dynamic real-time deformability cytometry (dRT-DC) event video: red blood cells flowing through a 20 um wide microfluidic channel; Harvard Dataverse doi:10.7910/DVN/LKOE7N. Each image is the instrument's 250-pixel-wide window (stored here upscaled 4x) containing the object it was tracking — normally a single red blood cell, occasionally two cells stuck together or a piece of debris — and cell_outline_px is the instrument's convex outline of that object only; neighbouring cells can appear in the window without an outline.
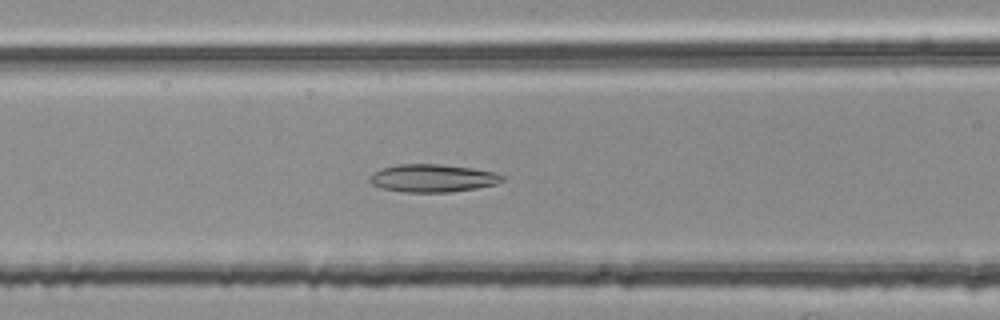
{"species": "common noctule bat (a hibernating species)", "species_latin": "Nyctalus noctula", "temperature_condition": "room temperature", "stored_images_in_passage": 53, "camera_frame_rate_fps": 3000, "um_per_image_px": 0.085, "animal": {"sex": "female", "body_mass_g": 25.1}, "frame": {"image": 1, "passage_image": 21, "time_ms": 6.667, "image_size_px": [1000, 320], "cell_outline_px": [[504, 180], [496, 184], [476, 188], [448, 192], [404, 192], [384, 188], [372, 184], [368, 180], [368, 176], [372, 172], [380, 168], [400, 164], [440, 164], [472, 168], [496, 172], [504, 176]], "centroid_in_image_um": [36.76, 15.13], "position_along_channel_um": 129.8, "area_um2": 21.56}}
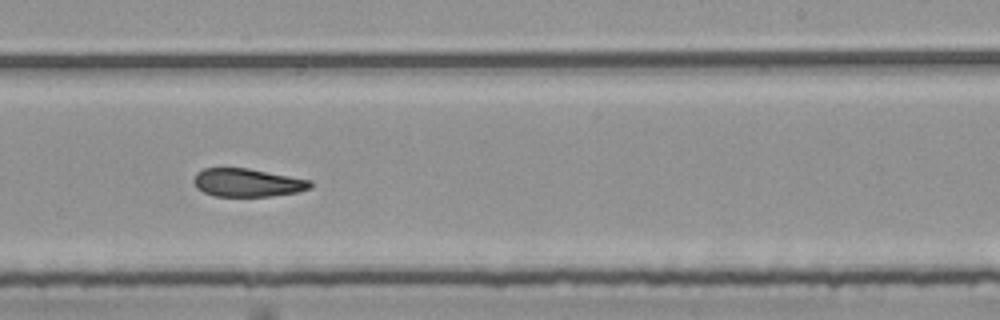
{"frame": {"image": 2, "passage_image": 32, "time_ms": 10.333, "image_size_px": [1000, 320], "cell_outline_px": [[312, 188], [300, 192], [272, 196], [212, 196], [196, 188], [192, 180], [196, 172], [204, 168], [248, 168], [312, 180]], "centroid_in_image_um": [21.03, 15.53], "position_along_channel_um": 268.0, "area_um2": 19.42}}
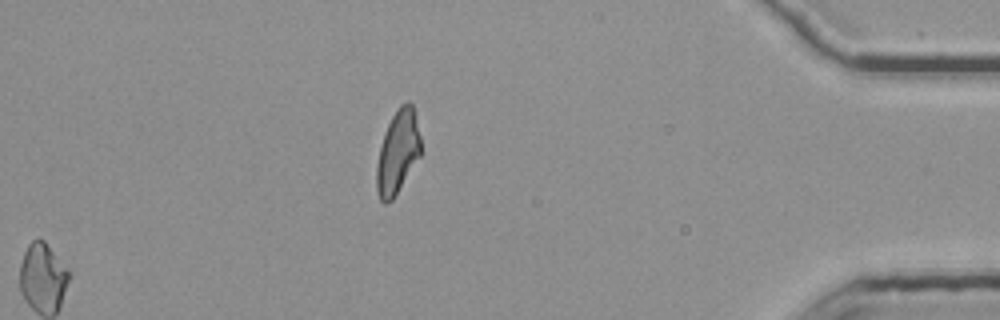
{"frame": {"image": 3, "passage_image": 53, "time_ms": 17.333, "image_size_px": [1000, 320], "cell_outline_px": [[420, 156], [392, 200], [384, 204], [380, 200], [376, 188], [376, 164], [384, 132], [396, 108], [400, 104], [408, 100], [412, 104], [420, 136]], "centroid_in_image_um": [33.79, 12.91], "position_along_channel_um": 401.4, "area_um2": 21.33}, "authors_computed_cell_mechanics": {"area_um2": 20.5768, "velocity_mm_per_s": 3.7813, "shape_relaxation_time_tau1_ms": null, "shape_relaxation_time_tau2_ms": 3.4169, "deformation_change_tau1": null, "deformation_change_tau2": 0.1182}}